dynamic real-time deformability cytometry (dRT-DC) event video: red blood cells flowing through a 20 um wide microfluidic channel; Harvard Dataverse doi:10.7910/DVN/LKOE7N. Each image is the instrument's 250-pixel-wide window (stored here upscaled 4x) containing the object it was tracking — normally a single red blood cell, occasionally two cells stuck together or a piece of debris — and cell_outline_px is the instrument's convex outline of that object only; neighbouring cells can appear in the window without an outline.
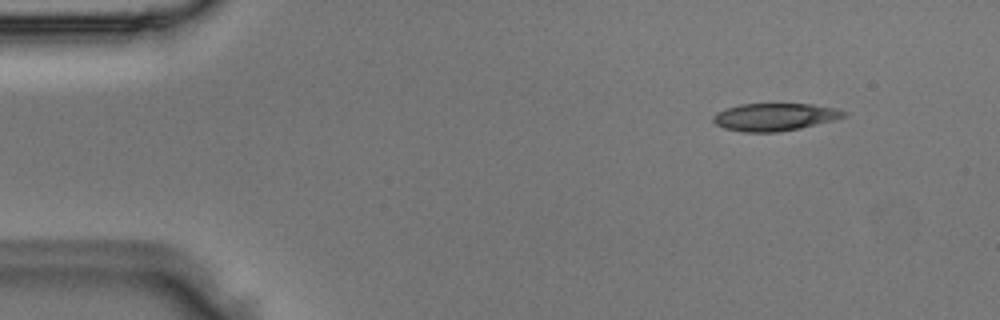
{"species": "Egyptian fruit bat (a non-hibernating species)", "species_latin": "Rousettus aegyptiacus", "temperature_condition": "room temperature", "stored_images_in_passage": 6, "segment_of_instrument_passage": [2, 2], "camera_frame_rate_fps": 3000, "um_per_image_px": 0.085, "animal": {"sex": "male"}, "frame": {"image": 1, "passage_image": 6, "time_ms": 1.667, "image_size_px": [1000, 320], "cell_outline_px": [[848, 116], [800, 128], [776, 132], [744, 132], [724, 128], [716, 124], [712, 120], [712, 116], [716, 112], [724, 108], [740, 104], [812, 104], [832, 108], [848, 112]], "centroid_in_image_um": [65.8, 9.94], "position_along_channel_um": 19.2, "area_um2": 20.92}}